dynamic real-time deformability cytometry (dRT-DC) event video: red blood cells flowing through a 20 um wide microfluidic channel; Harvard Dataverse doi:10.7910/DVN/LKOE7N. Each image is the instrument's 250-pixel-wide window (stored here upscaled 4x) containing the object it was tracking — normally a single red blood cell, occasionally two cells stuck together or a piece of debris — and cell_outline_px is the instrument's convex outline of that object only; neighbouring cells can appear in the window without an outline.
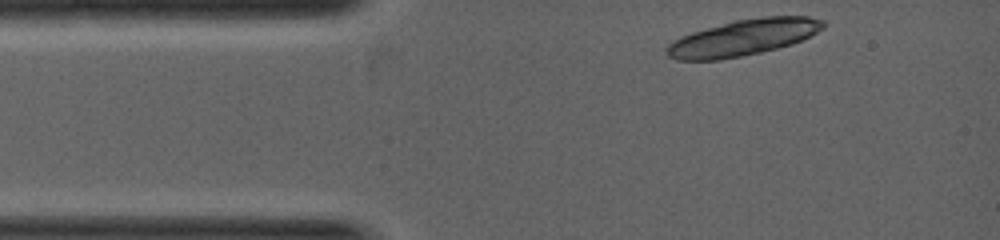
{"species": "common noctule bat (a hibernating species)", "species_latin": "Nyctalus noctula", "temperature_condition": "warm", "stored_images_in_passage": 2, "camera_frame_rate_fps": 5000, "um_per_image_px": 0.085, "animal": {"sex": "female", "body_mass_g": 19.0, "forearm_length_mm": 53.3}, "frame": {"image": 1, "passage_image": 1, "time_ms": 0.0, "image_size_px": [1000, 240], "cell_outline_px": [[824, 28], [792, 44], [760, 52], [720, 60], [676, 60], [668, 56], [664, 52], [664, 48], [668, 44], [680, 36], [692, 32], [736, 20], [764, 16], [808, 16], [824, 20]], "centroid_in_image_um": [63.13, 3.2], "position_along_channel_um": 21.9, "area_um2": 32.77}}